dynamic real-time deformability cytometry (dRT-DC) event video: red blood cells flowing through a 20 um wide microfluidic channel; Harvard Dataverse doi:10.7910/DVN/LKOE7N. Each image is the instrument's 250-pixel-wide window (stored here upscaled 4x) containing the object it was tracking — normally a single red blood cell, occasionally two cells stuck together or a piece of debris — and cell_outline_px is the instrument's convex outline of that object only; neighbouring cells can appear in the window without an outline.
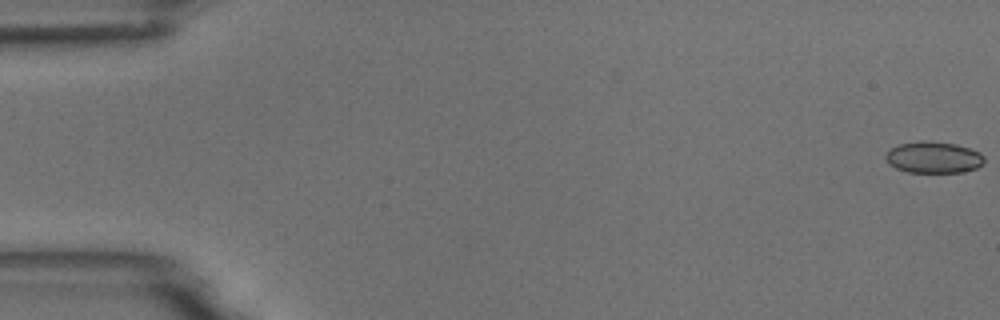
{"species": "common noctule bat (a hibernating species)", "species_latin": "Nyctalus noctula", "temperature_condition": "room temperature", "stored_images_in_passage": 8, "camera_frame_rate_fps": 3000, "um_per_image_px": 0.085, "animal": {"sex": "male", "body_mass_g": 18.8}, "frame": {"image": 1, "passage_image": 1, "time_ms": 0.0, "image_size_px": [1000, 320], "cell_outline_px": [[984, 164], [976, 168], [964, 172], [908, 172], [896, 168], [888, 164], [884, 156], [892, 148], [900, 144], [920, 140], [928, 140], [956, 144], [980, 152], [984, 156]], "centroid_in_image_um": [79.36, 13.37], "position_along_channel_um": 5.6, "area_um2": 18.21}}
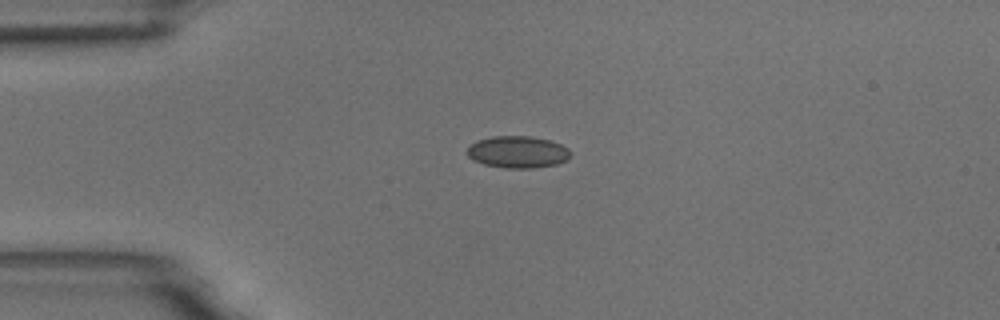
{"frame": {"image": 2, "passage_image": 5, "time_ms": 4.333, "image_size_px": [1000, 320], "cell_outline_px": [[568, 160], [556, 164], [532, 168], [504, 168], [484, 164], [472, 160], [468, 156], [468, 148], [476, 140], [492, 136], [528, 136], [548, 140], [560, 144], [568, 148]], "centroid_in_image_um": [43.97, 12.92], "position_along_channel_um": 41.0, "area_um2": 19.07}}